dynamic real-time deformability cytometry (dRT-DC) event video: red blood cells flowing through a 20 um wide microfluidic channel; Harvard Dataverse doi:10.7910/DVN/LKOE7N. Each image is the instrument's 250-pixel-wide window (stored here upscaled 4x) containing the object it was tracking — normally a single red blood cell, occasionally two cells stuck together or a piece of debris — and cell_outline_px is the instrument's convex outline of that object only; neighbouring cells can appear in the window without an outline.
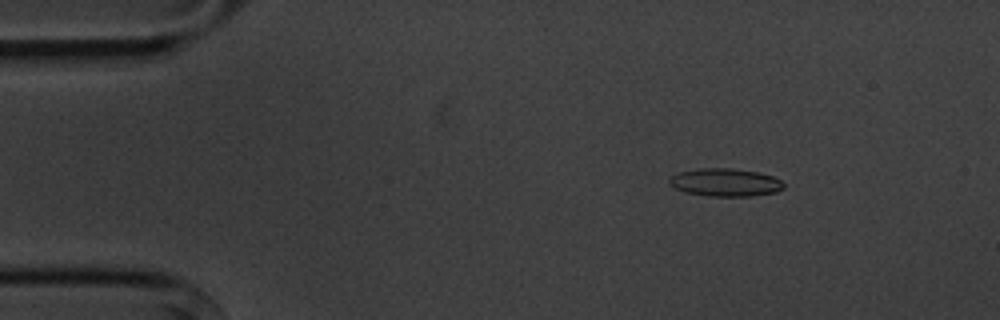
{"species": "common noctule bat (a hibernating species)", "species_latin": "Nyctalus noctula", "temperature_condition": "cold", "stored_images_in_passage": 6, "camera_frame_rate_fps": 3000, "um_per_image_px": 0.085, "animal": {"sex": "male", "body_mass_g": 20.1, "forearm_length_mm": 53.5}, "frame": {"image": 1, "passage_image": 3, "time_ms": 2.333, "image_size_px": [1000, 320], "cell_outline_px": [[784, 188], [776, 192], [752, 196], [708, 196], [684, 192], [668, 184], [668, 180], [672, 176], [680, 172], [700, 168], [728, 168], [756, 172], [772, 176], [780, 180], [784, 184]], "centroid_in_image_um": [61.64, 15.51], "position_along_channel_um": 23.4, "area_um2": 18.5}}
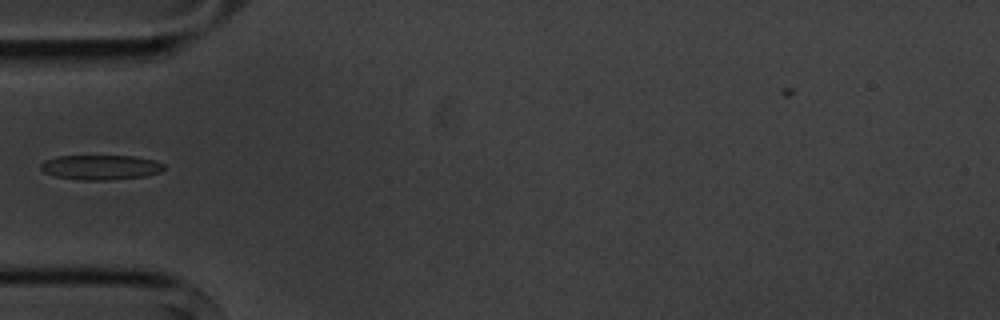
{"frame": {"image": 2, "passage_image": 6, "time_ms": 5.667, "image_size_px": [1000, 320], "cell_outline_px": [[164, 168], [160, 172], [144, 176], [108, 180], [80, 180], [56, 176], [44, 172], [40, 168], [40, 164], [44, 160], [56, 156], [136, 156], [156, 160], [164, 164]], "centroid_in_image_um": [8.55, 14.21], "position_along_channel_um": 76.4, "area_um2": 17.86}}